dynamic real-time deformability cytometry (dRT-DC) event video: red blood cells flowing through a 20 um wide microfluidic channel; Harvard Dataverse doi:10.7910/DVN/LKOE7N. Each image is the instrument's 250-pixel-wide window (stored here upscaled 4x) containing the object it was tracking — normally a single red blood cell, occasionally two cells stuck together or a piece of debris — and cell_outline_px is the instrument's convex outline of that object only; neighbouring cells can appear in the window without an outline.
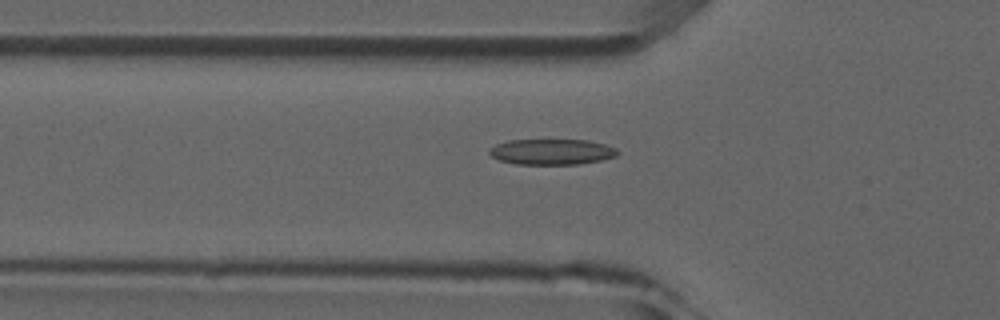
{"species": "common noctule bat (a hibernating species)", "species_latin": "Nyctalus noctula", "temperature_condition": "room temperature", "stored_images_in_passage": 3, "camera_frame_rate_fps": 3000, "um_per_image_px": 0.085, "animal": {"sex": "male", "forearm_length_mm": 52.5}, "frame": {"image": 1, "passage_image": 3, "time_ms": 3.0, "image_size_px": [1000, 320], "cell_outline_px": [[620, 152], [616, 156], [600, 160], [580, 164], [516, 164], [500, 160], [492, 156], [488, 152], [488, 148], [496, 144], [508, 140], [588, 140], [604, 144], [616, 148]], "centroid_in_image_um": [46.89, 12.9], "position_along_channel_um": 78.9, "area_um2": 19.19}}